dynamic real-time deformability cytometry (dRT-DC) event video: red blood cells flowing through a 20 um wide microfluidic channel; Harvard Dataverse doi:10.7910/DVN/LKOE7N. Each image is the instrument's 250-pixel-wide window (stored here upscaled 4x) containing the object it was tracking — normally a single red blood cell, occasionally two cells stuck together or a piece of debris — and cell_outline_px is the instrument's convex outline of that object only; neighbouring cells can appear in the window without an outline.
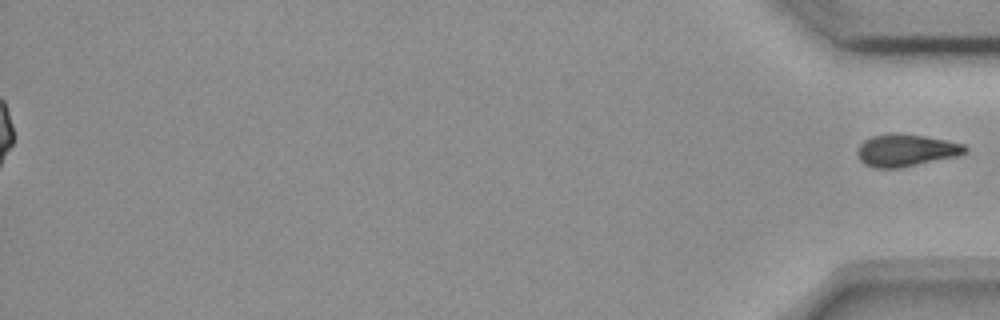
{"species": "common noctule bat (a hibernating species)", "species_latin": "Nyctalus noctula", "temperature_condition": "room temperature", "stored_images_in_passage": 47, "segment_of_instrument_passage": [2, 2], "camera_frame_rate_fps": 3000, "um_per_image_px": 0.085, "animal": {"sex": "female", "body_mass_g": 18.4}, "frame": {"image": 1, "passage_image": 47, "time_ms": 15.333, "image_size_px": [1000, 320], "cell_outline_px": [[968, 152], [960, 156], [900, 168], [876, 168], [864, 164], [860, 160], [856, 152], [860, 144], [864, 140], [872, 136], [892, 132], [924, 136], [964, 144], [968, 148]], "centroid_in_image_um": [77.02, 12.78], "position_along_channel_um": 358.2, "area_um2": 20.46}}